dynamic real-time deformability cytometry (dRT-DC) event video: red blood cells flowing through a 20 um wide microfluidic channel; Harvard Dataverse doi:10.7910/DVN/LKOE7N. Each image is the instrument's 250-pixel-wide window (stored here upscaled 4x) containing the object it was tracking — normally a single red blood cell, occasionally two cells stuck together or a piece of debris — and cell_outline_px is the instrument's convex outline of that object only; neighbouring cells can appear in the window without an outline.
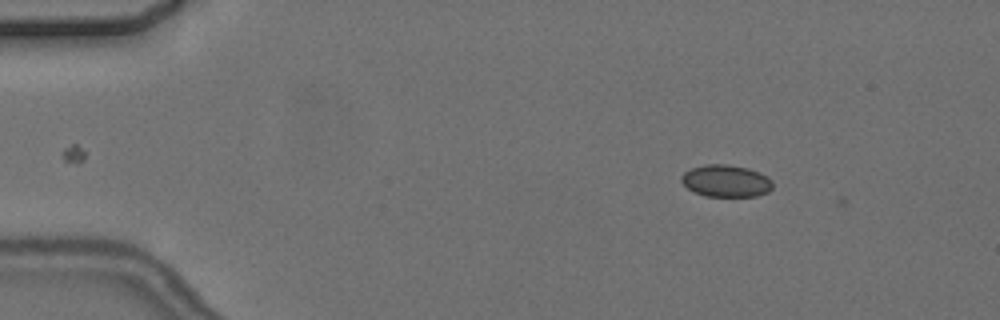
{"species": "common noctule bat (a hibernating species)", "species_latin": "Nyctalus noctula", "temperature_condition": "cold", "stored_images_in_passage": 5, "camera_frame_rate_fps": 3000, "um_per_image_px": 0.085, "animal": {"sex": "female", "body_mass_g": 24.6, "forearm_length_mm": 56.2}, "frame": {"image": 1, "passage_image": 2, "time_ms": 1.0, "image_size_px": [1000, 320], "cell_outline_px": [[772, 188], [768, 192], [756, 196], [704, 196], [688, 188], [680, 180], [680, 176], [684, 172], [692, 168], [704, 164], [728, 164], [748, 168], [760, 172], [768, 176], [772, 180]], "centroid_in_image_um": [61.72, 15.37], "position_along_channel_um": 23.3, "area_um2": 17.17}}
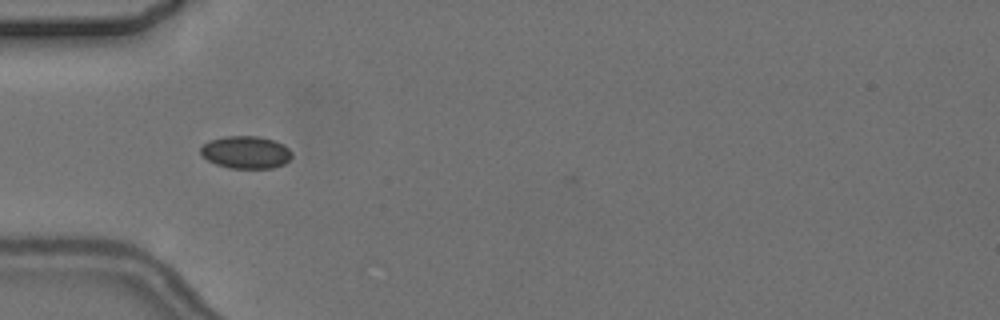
{"frame": {"image": 2, "passage_image": 4, "time_ms": 4.333, "image_size_px": [1000, 320], "cell_outline_px": [[292, 156], [284, 164], [272, 168], [228, 168], [216, 164], [208, 160], [200, 152], [200, 148], [208, 140], [224, 136], [260, 136], [276, 140], [284, 144], [292, 152]], "centroid_in_image_um": [20.91, 12.93], "position_along_channel_um": 64.1, "area_um2": 17.46}}
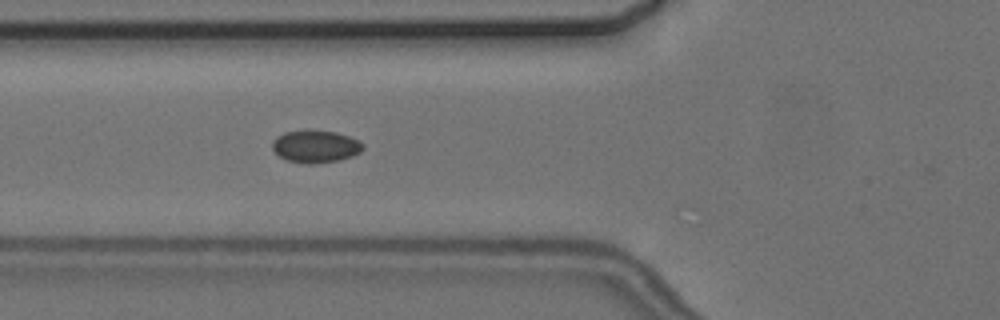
{"frame": {"image": 3, "passage_image": 5, "time_ms": 5.333, "image_size_px": [1000, 320], "cell_outline_px": [[364, 148], [360, 152], [352, 156], [336, 160], [312, 164], [308, 164], [288, 160], [280, 156], [272, 148], [272, 140], [276, 136], [284, 132], [336, 132], [360, 140], [364, 144]], "centroid_in_image_um": [26.84, 12.46], "position_along_channel_um": 99.0, "area_um2": 16.65}}